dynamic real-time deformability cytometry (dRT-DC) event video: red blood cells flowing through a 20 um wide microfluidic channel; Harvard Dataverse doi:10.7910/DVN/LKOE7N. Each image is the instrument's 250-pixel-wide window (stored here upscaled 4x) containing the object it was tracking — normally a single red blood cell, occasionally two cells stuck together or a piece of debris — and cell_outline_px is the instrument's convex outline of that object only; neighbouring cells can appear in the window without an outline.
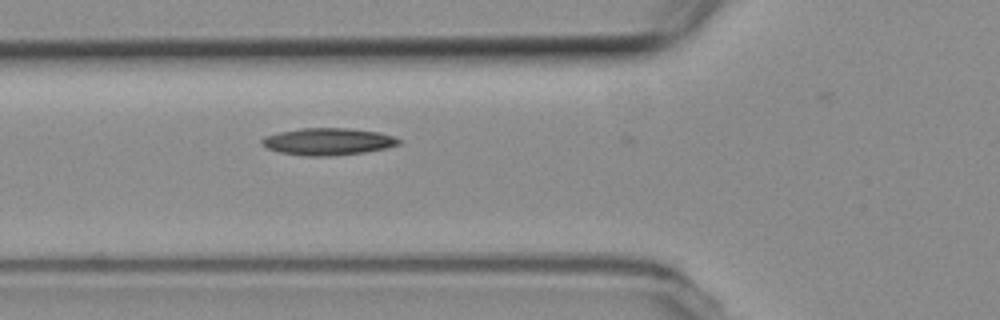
{"species": "common noctule bat (a hibernating species)", "species_latin": "Nyctalus noctula", "temperature_condition": "room temperature", "stored_images_in_passage": 3, "camera_frame_rate_fps": 3000, "um_per_image_px": 0.085, "animal": {"sex": "female", "body_mass_g": 19.3, "forearm_length_mm": 54.1}, "frame": {"image": 1, "passage_image": 2, "time_ms": 0.333, "image_size_px": [1000, 320], "cell_outline_px": [[400, 144], [384, 148], [364, 152], [328, 156], [304, 156], [280, 152], [268, 148], [260, 144], [260, 140], [264, 136], [280, 132], [300, 128], [348, 128], [380, 132], [392, 136], [400, 140]], "centroid_in_image_um": [27.84, 12.03], "position_along_channel_um": 98.0, "area_um2": 21.5}}